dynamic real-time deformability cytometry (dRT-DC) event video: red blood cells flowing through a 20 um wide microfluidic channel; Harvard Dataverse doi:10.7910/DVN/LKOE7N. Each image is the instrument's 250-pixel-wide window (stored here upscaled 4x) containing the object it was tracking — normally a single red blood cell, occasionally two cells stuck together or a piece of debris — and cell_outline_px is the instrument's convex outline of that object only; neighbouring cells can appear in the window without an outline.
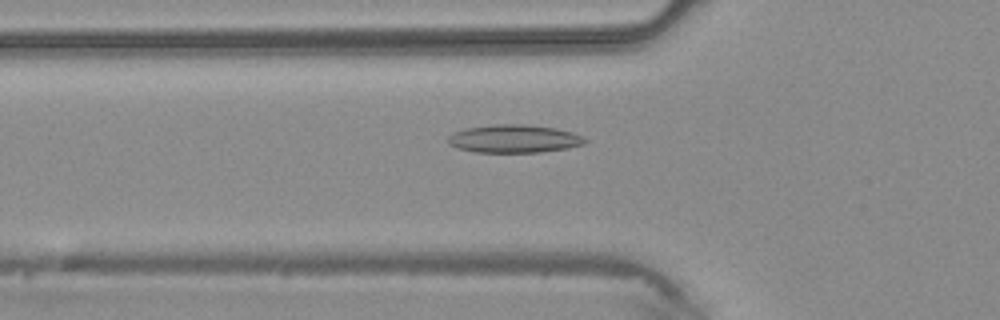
{"species": "common noctule bat (a hibernating species)", "species_latin": "Nyctalus noctula", "temperature_condition": "warm", "stored_images_in_passage": 36, "camera_frame_rate_fps": 3000, "um_per_image_px": 0.085, "animal": {"sex": "male", "body_mass_g": 20.4}, "frame": {"image": 1, "passage_image": 8, "time_ms": 2.333, "image_size_px": [1000, 320], "cell_outline_px": [[588, 140], [584, 144], [568, 148], [540, 152], [472, 152], [456, 148], [448, 144], [448, 136], [452, 132], [468, 128], [496, 124], [524, 124], [556, 128], [572, 132], [584, 136]], "centroid_in_image_um": [43.69, 11.8], "position_along_channel_um": 82.1, "area_um2": 22.54}}
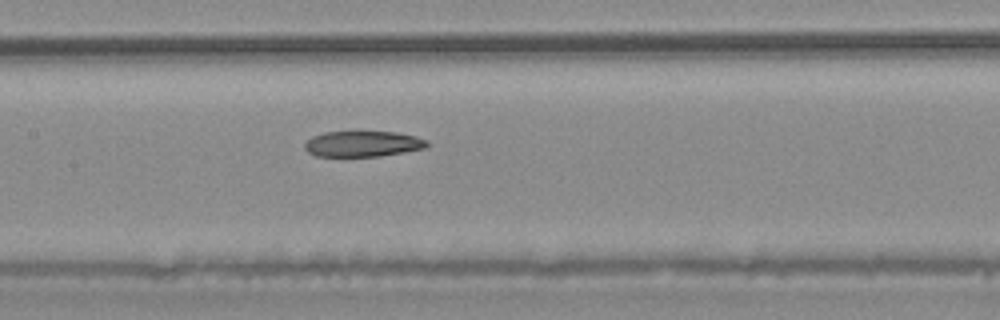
{"frame": {"image": 2, "passage_image": 14, "time_ms": 4.333, "image_size_px": [1000, 320], "cell_outline_px": [[428, 148], [380, 156], [316, 156], [308, 152], [304, 148], [304, 144], [312, 136], [324, 132], [356, 128], [396, 132], [416, 136], [428, 140]], "centroid_in_image_um": [30.84, 12.17], "position_along_channel_um": 176.6, "area_um2": 19.42}}
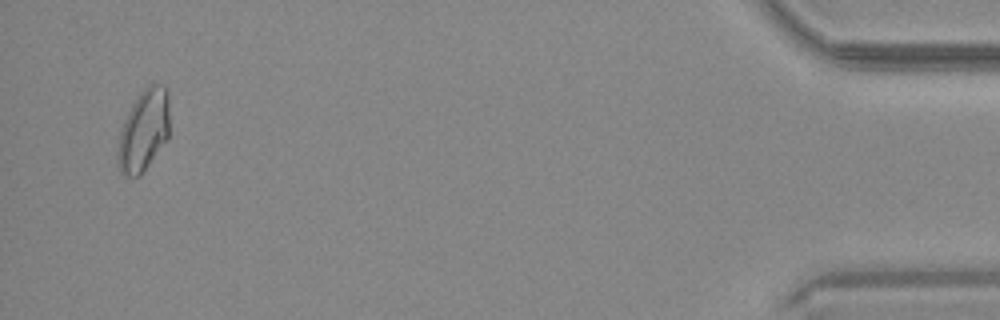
{"frame": {"image": 3, "passage_image": 35, "time_ms": 11.333, "image_size_px": [1000, 320], "cell_outline_px": [[168, 140], [140, 176], [124, 176], [120, 172], [116, 160], [116, 156], [120, 132], [124, 120], [132, 104], [140, 92], [152, 80], [168, 88]], "centroid_in_image_um": [12.21, 11.08], "position_along_channel_um": 423.0, "area_um2": 25.03}}